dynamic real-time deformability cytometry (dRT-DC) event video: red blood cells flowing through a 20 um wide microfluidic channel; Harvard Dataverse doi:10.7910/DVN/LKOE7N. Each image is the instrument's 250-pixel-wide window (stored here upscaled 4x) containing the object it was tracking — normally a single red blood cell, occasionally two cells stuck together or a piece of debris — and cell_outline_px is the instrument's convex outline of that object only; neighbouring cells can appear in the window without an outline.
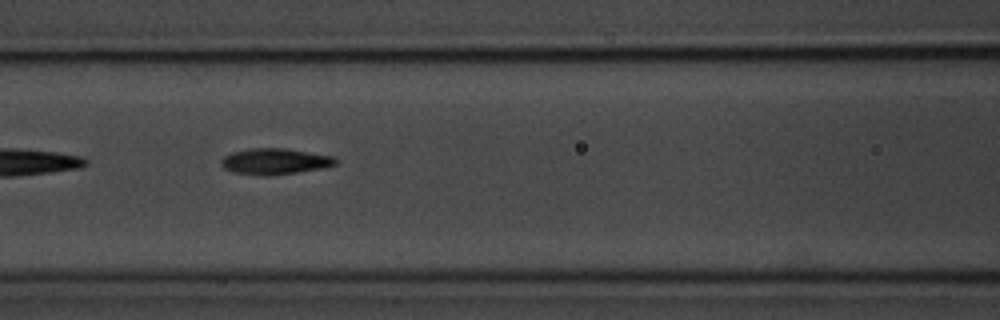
{"species": "common noctule bat (a hibernating species)", "species_latin": "Nyctalus noctula", "temperature_condition": "room temperature", "stored_images_in_passage": 9, "camera_frame_rate_fps": 3000, "um_per_image_px": 0.085, "animal": {"sex": "male", "body_mass_g": 20.1, "forearm_length_mm": 53.5}, "frame": {"image": 1, "passage_image": 6, "time_ms": 5.667, "image_size_px": [1000, 320], "cell_outline_px": [[340, 160], [336, 164], [324, 168], [268, 176], [264, 176], [232, 172], [224, 168], [220, 164], [220, 160], [224, 156], [232, 152], [248, 148], [284, 148], [332, 156]], "centroid_in_image_um": [23.34, 13.72], "position_along_channel_um": 143.3, "area_um2": 17.46}}
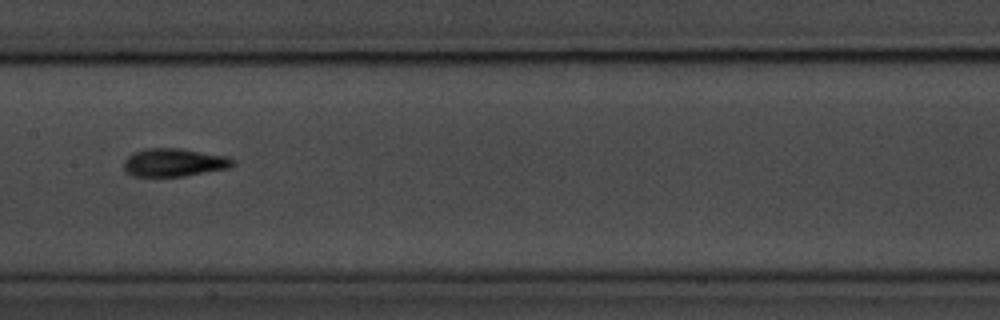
{"frame": {"image": 2, "passage_image": 7, "time_ms": 7.0, "image_size_px": [1000, 320], "cell_outline_px": [[236, 164], [228, 168], [184, 176], [132, 176], [124, 168], [124, 160], [128, 156], [144, 148], [180, 148], [228, 156], [236, 160]], "centroid_in_image_um": [14.84, 13.8], "position_along_channel_um": 192.6, "area_um2": 17.86}}
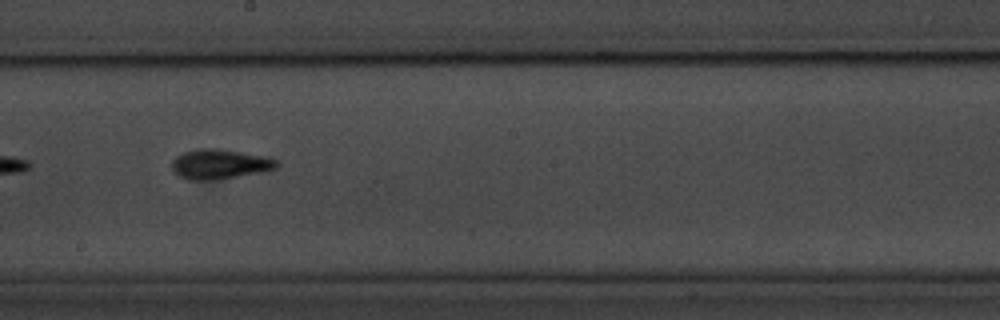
{"frame": {"image": 3, "passage_image": 8, "time_ms": 8.0, "image_size_px": [1000, 320], "cell_outline_px": [[280, 164], [276, 168], [260, 172], [236, 176], [208, 180], [188, 180], [180, 176], [172, 168], [172, 160], [176, 156], [184, 152], [200, 148], [216, 148], [268, 156], [276, 160]], "centroid_in_image_um": [18.68, 13.93], "position_along_channel_um": 229.5, "area_um2": 18.03}}